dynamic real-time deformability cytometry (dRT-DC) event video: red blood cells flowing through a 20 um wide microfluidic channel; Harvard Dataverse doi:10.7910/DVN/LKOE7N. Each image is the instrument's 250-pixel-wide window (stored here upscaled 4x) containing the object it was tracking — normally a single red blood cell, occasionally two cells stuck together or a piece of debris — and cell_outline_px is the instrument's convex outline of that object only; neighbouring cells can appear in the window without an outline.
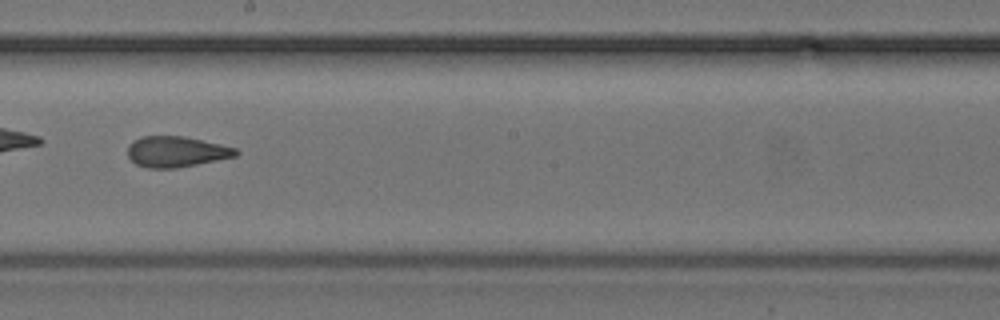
{"species": "common noctule bat (a hibernating species)", "species_latin": "Nyctalus noctula", "temperature_condition": "cold", "stored_images_in_passage": 50, "camera_frame_rate_fps": 3000, "um_per_image_px": 0.085, "animal": {"sex": "female", "body_mass_g": 24.6, "forearm_length_mm": 56.2}, "frame": {"image": 1, "passage_image": 29, "time_ms": 9.333, "image_size_px": [1000, 320], "cell_outline_px": [[240, 152], [236, 156], [176, 168], [148, 168], [136, 164], [128, 156], [128, 144], [132, 140], [140, 136], [184, 136], [220, 144], [236, 148]], "centroid_in_image_um": [14.95, 12.88], "position_along_channel_um": 233.2, "area_um2": 19.36}, "authors_computed_cell_mechanics": {"area_um2": 20.4612, "velocity_mm_per_s": 3.8918, "shape_relaxation_time_tau1_ms": 8.5497, "shape_relaxation_time_tau2_ms": 2.2747, "deformation_change_tau1": 0.1854, "deformation_change_tau2": 0.1031}}